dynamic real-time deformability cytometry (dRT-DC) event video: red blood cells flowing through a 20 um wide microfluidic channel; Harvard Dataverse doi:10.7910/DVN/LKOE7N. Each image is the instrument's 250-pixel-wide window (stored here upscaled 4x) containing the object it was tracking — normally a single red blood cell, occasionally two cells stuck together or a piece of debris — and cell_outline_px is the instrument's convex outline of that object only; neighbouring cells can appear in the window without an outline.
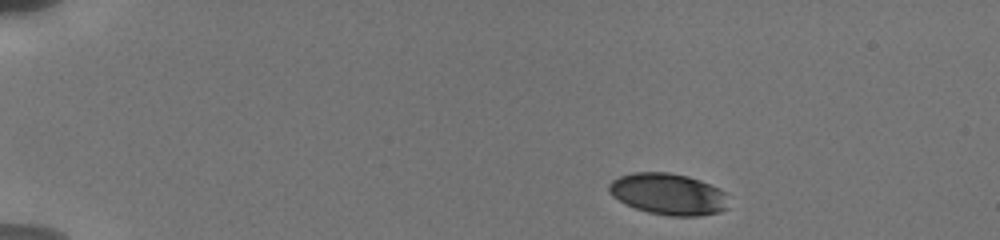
{"species": "human", "species_latin": "Homo sapiens", "temperature_condition": "cold", "stored_images_in_passage": 33, "camera_frame_rate_fps": 3000, "um_per_image_px": 0.085, "donor": {"sex": "male"}, "frame": {"image": 1, "passage_image": 1, "time_ms": 0.0, "image_size_px": [1000, 240], "cell_outline_px": [[728, 208], [720, 212], [700, 216], [672, 216], [648, 212], [636, 208], [612, 196], [608, 192], [608, 184], [612, 180], [620, 176], [632, 172], [668, 172], [688, 176], [700, 180], [720, 188], [724, 192]], "centroid_in_image_um": [56.8, 16.49], "position_along_channel_um": 28.2, "area_um2": 28.9}}
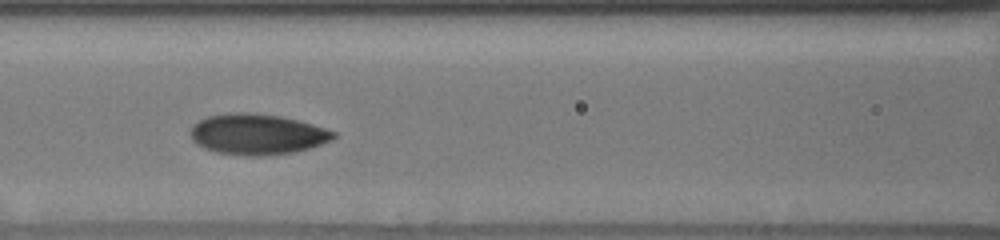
{"frame": {"image": 2, "passage_image": 16, "time_ms": 5.667, "image_size_px": [1000, 240], "cell_outline_px": [[336, 136], [332, 140], [296, 152], [268, 156], [248, 156], [216, 152], [204, 148], [196, 144], [192, 140], [188, 132], [192, 124], [208, 116], [228, 112], [248, 112], [280, 116], [312, 124], [336, 132]], "centroid_in_image_um": [21.81, 11.41], "position_along_channel_um": 144.8, "area_um2": 34.22}}
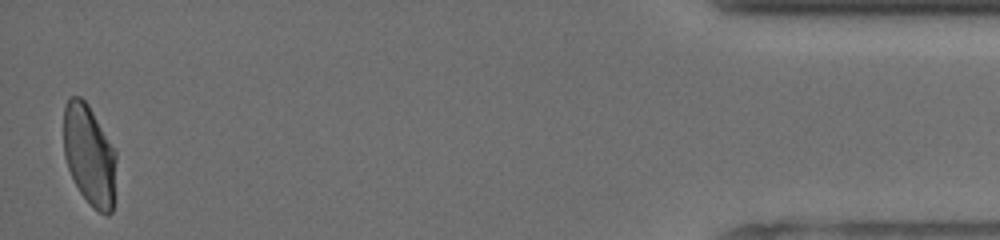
{"frame": {"image": 3, "passage_image": 33, "time_ms": 15.0, "image_size_px": [1000, 240], "cell_outline_px": [[116, 160], [112, 212], [108, 216], [100, 212], [80, 192], [68, 168], [64, 156], [64, 108], [68, 100], [72, 96], [80, 96], [88, 104], [116, 152]], "centroid_in_image_um": [7.59, 13.16], "position_along_channel_um": 427.6, "area_um2": 30.35}, "authors_computed_cell_mechanics": {"area_um2": 32.8304, "velocity_mm_per_s": 3.8103, "shape_relaxation_time_tau1_ms": 3.176, "shape_relaxation_time_tau2_ms": 0.9644, "deformation_change_tau1": 0.1389, "deformation_change_tau2": 0.0451}}